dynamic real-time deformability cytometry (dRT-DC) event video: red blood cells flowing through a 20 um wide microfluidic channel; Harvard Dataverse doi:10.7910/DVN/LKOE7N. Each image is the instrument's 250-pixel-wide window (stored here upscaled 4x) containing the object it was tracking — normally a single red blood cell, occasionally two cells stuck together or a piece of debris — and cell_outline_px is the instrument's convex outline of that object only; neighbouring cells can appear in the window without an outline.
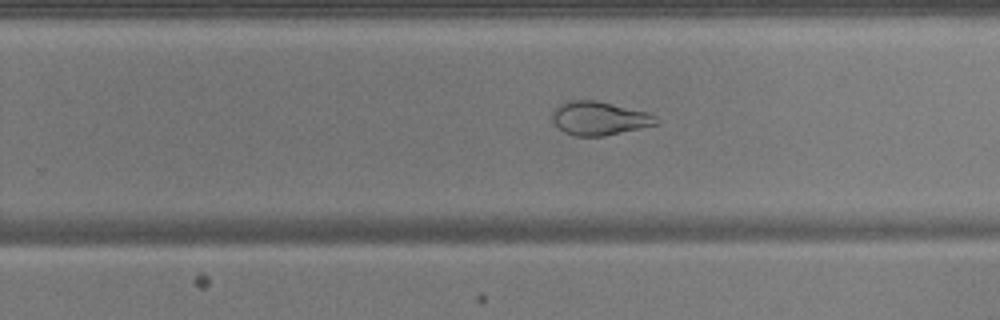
{"species": "common noctule bat (a hibernating species)", "species_latin": "Nyctalus noctula", "temperature_condition": "warm", "stored_images_in_passage": 46, "camera_frame_rate_fps": 3000, "um_per_image_px": 0.085, "animal": {"sex": "male", "body_mass_g": 17.9, "forearm_length_mm": 54.2}, "frame": {"image": 1, "passage_image": 27, "time_ms": 8.667, "image_size_px": [1000, 320], "cell_outline_px": [[660, 120], [656, 124], [604, 136], [576, 136], [564, 132], [552, 120], [552, 112], [556, 104], [568, 100], [596, 100], [648, 112], [656, 116]], "centroid_in_image_um": [50.9, 10.04], "position_along_channel_um": 278.9, "area_um2": 20.4}, "authors_computed_cell_mechanics": {"area_um2": 26.4724, "velocity_mm_per_s": 3.8115, "shape_relaxation_time_tau1_ms": null, "shape_relaxation_time_tau2_ms": 2.5278, "deformation_change_tau1": null, "deformation_change_tau2": 0.0715}}